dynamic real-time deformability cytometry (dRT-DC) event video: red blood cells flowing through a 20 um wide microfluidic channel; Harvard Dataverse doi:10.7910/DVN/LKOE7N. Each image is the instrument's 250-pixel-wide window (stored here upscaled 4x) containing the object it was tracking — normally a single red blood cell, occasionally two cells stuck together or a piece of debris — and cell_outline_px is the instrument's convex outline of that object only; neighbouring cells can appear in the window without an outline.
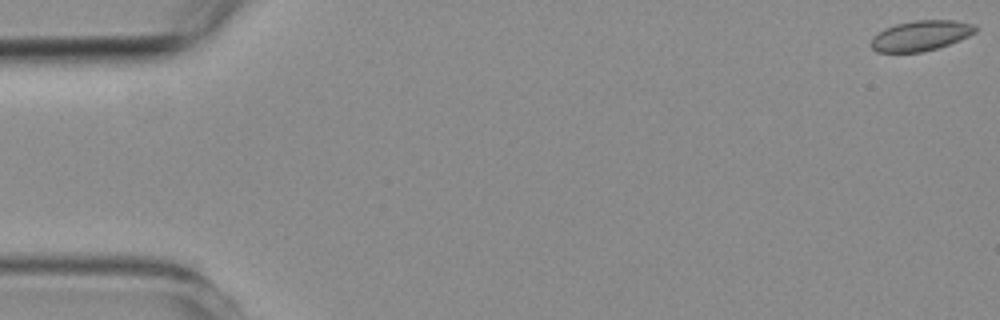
{"species": "common noctule bat (a hibernating species)", "species_latin": "Nyctalus noctula", "temperature_condition": "room temperature", "stored_images_in_passage": 5, "camera_frame_rate_fps": 3000, "um_per_image_px": 0.085, "animal": {"sex": "female", "body_mass_g": 19.3, "forearm_length_mm": 54.1}, "frame": {"image": 1, "passage_image": 1, "time_ms": 0.0, "image_size_px": [1000, 320], "cell_outline_px": [[980, 28], [976, 32], [960, 40], [936, 48], [920, 52], [876, 52], [868, 44], [872, 36], [884, 28], [896, 24], [916, 20], [952, 20], [976, 24]], "centroid_in_image_um": [78.25, 3.02], "position_along_channel_um": 6.7, "area_um2": 18.61}}